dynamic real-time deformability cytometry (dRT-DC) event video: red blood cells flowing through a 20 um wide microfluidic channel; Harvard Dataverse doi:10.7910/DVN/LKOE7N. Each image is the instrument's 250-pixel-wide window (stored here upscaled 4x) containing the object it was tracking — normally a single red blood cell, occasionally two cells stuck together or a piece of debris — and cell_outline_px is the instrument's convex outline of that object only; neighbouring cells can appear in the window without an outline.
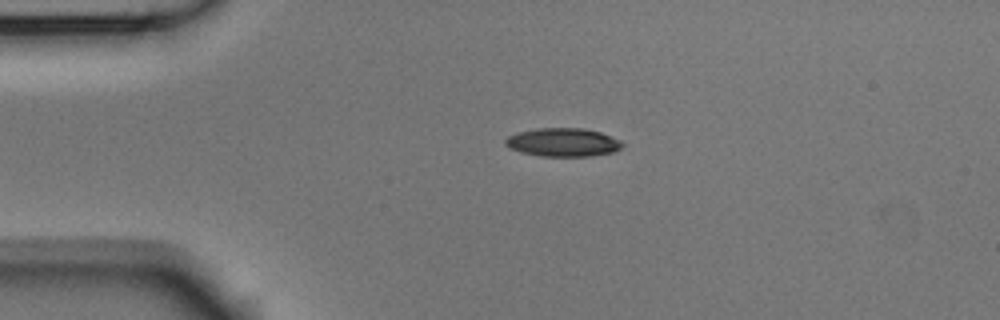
{"species": "Egyptian fruit bat (a non-hibernating species)", "species_latin": "Rousettus aegyptiacus", "temperature_condition": "room temperature", "stored_images_in_passage": 3, "segment_of_instrument_passage": [1, 2], "camera_frame_rate_fps": 3000, "um_per_image_px": 0.085, "animal": {"sex": "male"}, "frame": {"image": 1, "passage_image": 1, "time_ms": 0.0, "image_size_px": [1000, 320], "cell_outline_px": [[624, 144], [620, 148], [612, 152], [592, 156], [544, 156], [520, 152], [508, 148], [504, 144], [504, 140], [508, 136], [516, 132], [536, 128], [584, 128], [600, 132], [620, 140]], "centroid_in_image_um": [47.81, 12.09], "position_along_channel_um": 37.2, "area_um2": 19.48}}